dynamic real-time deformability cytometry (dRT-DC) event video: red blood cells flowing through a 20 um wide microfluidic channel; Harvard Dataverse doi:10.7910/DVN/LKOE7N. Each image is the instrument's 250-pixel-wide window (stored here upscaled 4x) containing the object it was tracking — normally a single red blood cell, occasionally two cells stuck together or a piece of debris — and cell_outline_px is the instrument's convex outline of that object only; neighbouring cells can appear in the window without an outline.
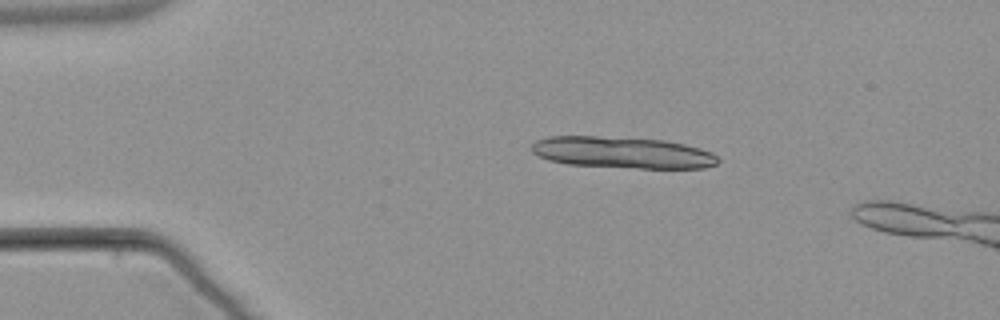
{"species": "common noctule bat (a hibernating species)", "species_latin": "Nyctalus noctula", "temperature_condition": "warm", "stored_images_in_passage": 9, "camera_frame_rate_fps": 3000, "um_per_image_px": 0.085, "animal": {"sex": "male", "body_mass_g": 21.5, "forearm_length_mm": 52.0}, "frame": {"image": 1, "passage_image": 1, "time_ms": 0.0, "image_size_px": [1000, 320], "cell_outline_px": [[720, 160], [716, 164], [704, 168], [640, 168], [568, 164], [548, 160], [532, 152], [532, 144], [536, 140], [548, 136], [596, 136], [664, 140], [684, 144], [700, 148], [712, 152]], "centroid_in_image_um": [52.91, 12.96], "position_along_channel_um": 32.1, "area_um2": 34.1}}